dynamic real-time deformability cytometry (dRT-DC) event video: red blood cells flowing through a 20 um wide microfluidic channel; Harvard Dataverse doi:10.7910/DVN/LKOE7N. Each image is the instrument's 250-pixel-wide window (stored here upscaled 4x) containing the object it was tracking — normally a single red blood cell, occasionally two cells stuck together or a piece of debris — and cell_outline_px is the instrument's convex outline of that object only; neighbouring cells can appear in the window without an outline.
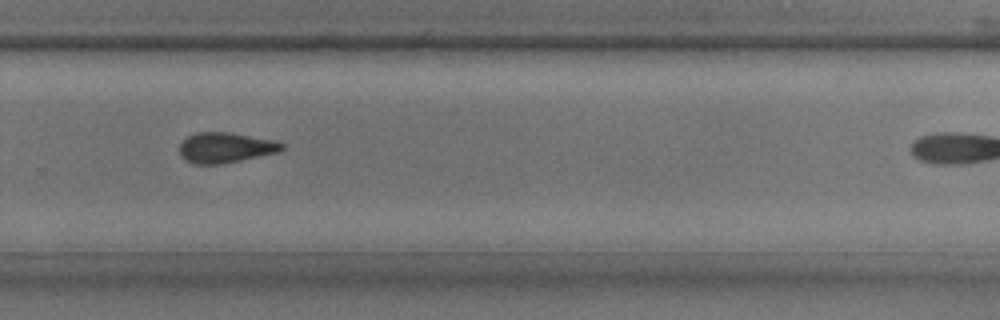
{"species": "common noctule bat (a hibernating species)", "species_latin": "Nyctalus noctula", "temperature_condition": "room temperature", "stored_images_in_passage": 18, "camera_frame_rate_fps": 3000, "um_per_image_px": 0.085, "animal": {"sex": "male", "body_mass_g": 17.9, "forearm_length_mm": 54.2}, "frame": {"image": 1, "passage_image": 13, "time_ms": 4.0, "image_size_px": [1000, 320], "cell_outline_px": [[284, 148], [280, 152], [220, 164], [192, 164], [184, 160], [180, 156], [180, 144], [188, 136], [196, 132], [228, 132], [272, 140], [284, 144]], "centroid_in_image_um": [19.13, 12.56], "position_along_channel_um": 310.7, "area_um2": 18.03}}